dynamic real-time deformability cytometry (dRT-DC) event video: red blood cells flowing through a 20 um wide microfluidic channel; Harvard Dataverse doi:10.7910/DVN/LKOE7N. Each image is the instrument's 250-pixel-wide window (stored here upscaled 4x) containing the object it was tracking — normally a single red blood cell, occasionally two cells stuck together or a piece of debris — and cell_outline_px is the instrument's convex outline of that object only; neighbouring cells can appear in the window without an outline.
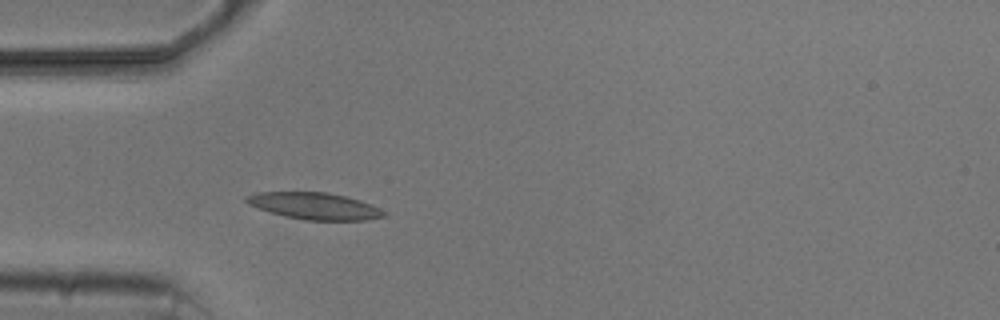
{"species": "common noctule bat (a hibernating species)", "species_latin": "Nyctalus noctula", "temperature_condition": "cold", "stored_images_in_passage": 4, "camera_frame_rate_fps": 3000, "um_per_image_px": 0.085, "animal": {"sex": "male", "body_mass_g": 20.5, "forearm_length_mm": 52.5}, "frame": {"image": 1, "passage_image": 4, "time_ms": 3.667, "image_size_px": [1000, 320], "cell_outline_px": [[388, 216], [368, 220], [304, 220], [284, 216], [268, 212], [248, 204], [244, 200], [244, 196], [256, 192], [328, 192], [360, 200], [380, 208], [388, 212]], "centroid_in_image_um": [26.74, 17.51], "position_along_channel_um": 58.3, "area_um2": 21.73}}